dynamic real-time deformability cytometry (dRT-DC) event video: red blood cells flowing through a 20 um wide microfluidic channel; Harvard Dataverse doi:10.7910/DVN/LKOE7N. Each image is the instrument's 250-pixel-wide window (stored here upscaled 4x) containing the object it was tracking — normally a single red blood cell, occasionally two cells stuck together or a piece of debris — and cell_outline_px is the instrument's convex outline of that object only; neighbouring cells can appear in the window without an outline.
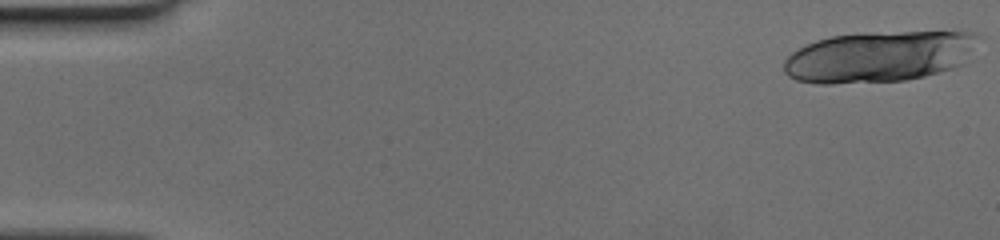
{"species": "human", "species_latin": "Homo sapiens", "temperature_condition": "cold", "stored_images_in_passage": 18, "camera_frame_rate_fps": 3000, "um_per_image_px": 0.085, "donor": {"sex": "female"}, "frame": {"image": 1, "passage_image": 1, "time_ms": 0.0, "image_size_px": [1000, 240], "cell_outline_px": [[980, 36], [972, 60], [964, 64], [952, 68], [924, 76], [904, 80], [832, 84], [816, 84], [796, 80], [788, 76], [784, 72], [784, 60], [792, 52], [816, 40], [832, 36], [900, 32], [972, 32]], "centroid_in_image_um": [74.78, 4.83], "position_along_channel_um": 10.2, "area_um2": 57.86}}